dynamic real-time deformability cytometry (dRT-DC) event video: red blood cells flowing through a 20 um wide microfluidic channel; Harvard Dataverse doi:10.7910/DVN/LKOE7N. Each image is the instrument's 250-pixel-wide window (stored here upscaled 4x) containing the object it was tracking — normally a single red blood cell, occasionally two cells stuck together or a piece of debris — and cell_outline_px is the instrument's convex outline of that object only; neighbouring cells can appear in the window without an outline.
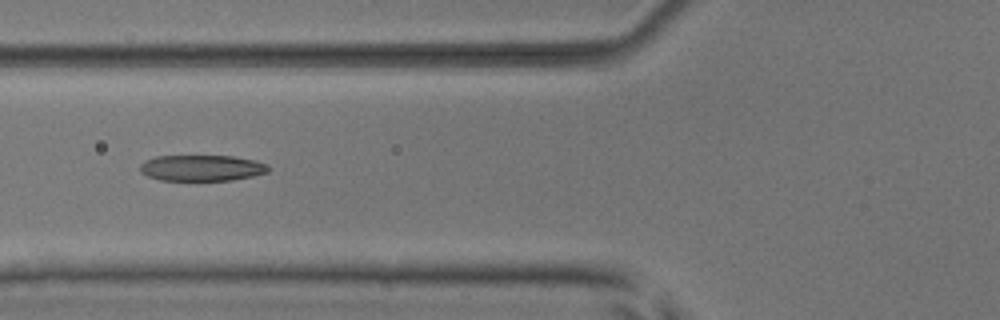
{"species": "common noctule bat (a hibernating species)", "species_latin": "Nyctalus noctula", "temperature_condition": "room temperature", "stored_images_in_passage": 7, "camera_frame_rate_fps": 3000, "um_per_image_px": 0.085, "animal": {"sex": "male", "body_mass_g": 17.9, "forearm_length_mm": 54.2}, "frame": {"image": 1, "passage_image": 5, "time_ms": 1.333, "image_size_px": [1000, 320], "cell_outline_px": [[272, 168], [268, 172], [252, 176], [232, 180], [160, 180], [148, 176], [140, 172], [140, 164], [144, 160], [156, 156], [232, 156], [256, 160], [268, 164]], "centroid_in_image_um": [17.17, 14.27], "position_along_channel_um": 108.6, "area_um2": 19.59}}
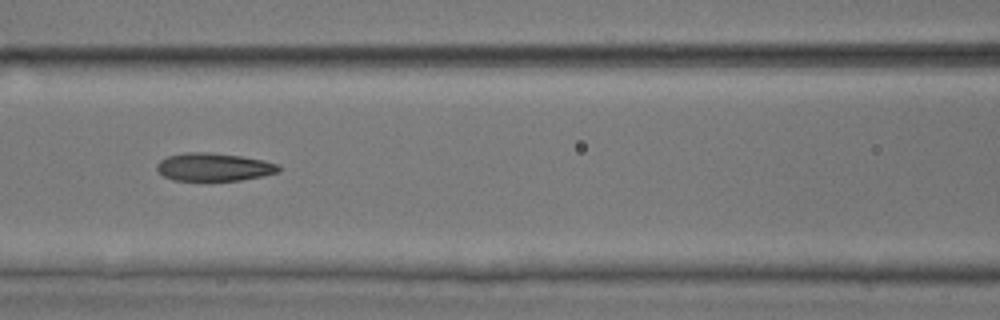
{"frame": {"image": 2, "passage_image": 6, "time_ms": 1.667, "image_size_px": [1000, 320], "cell_outline_px": [[280, 172], [264, 176], [240, 180], [172, 180], [164, 176], [156, 168], [156, 164], [160, 160], [168, 156], [184, 152], [212, 152], [240, 156], [264, 160], [280, 164]], "centroid_in_image_um": [18.2, 14.19], "position_along_channel_um": 148.4, "area_um2": 20.0}}